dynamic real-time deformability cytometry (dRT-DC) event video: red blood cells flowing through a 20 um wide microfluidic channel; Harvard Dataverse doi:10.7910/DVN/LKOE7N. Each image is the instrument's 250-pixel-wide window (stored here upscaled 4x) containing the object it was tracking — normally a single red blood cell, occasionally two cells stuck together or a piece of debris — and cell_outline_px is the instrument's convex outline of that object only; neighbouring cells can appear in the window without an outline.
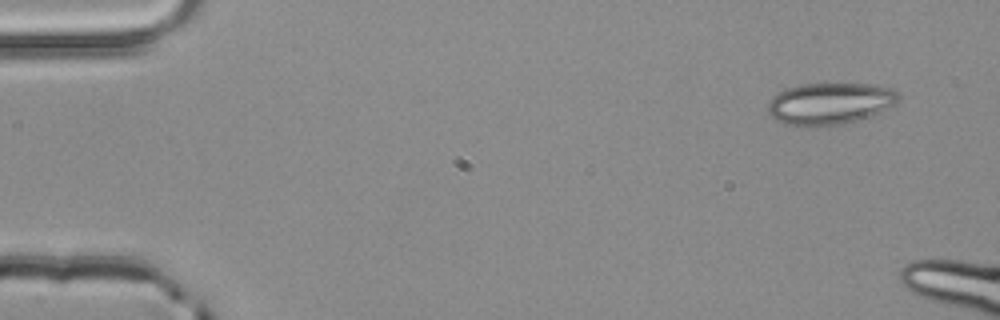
{"species": "common noctule bat (a hibernating species)", "species_latin": "Nyctalus noctula", "temperature_condition": "room temperature", "stored_images_in_passage": 3, "camera_frame_rate_fps": 3000, "um_per_image_px": 0.085, "animal": {"sex": "male", "body_mass_g": 20.4}, "frame": {"image": 1, "passage_image": 1, "time_ms": 0.0, "image_size_px": [1000, 320], "cell_outline_px": [[900, 100], [896, 104], [880, 112], [856, 120], [840, 124], [784, 124], [776, 120], [768, 112], [768, 104], [772, 96], [776, 92], [800, 84], [876, 84], [892, 88], [900, 96]], "centroid_in_image_um": [70.57, 8.76], "position_along_channel_um": 14.4, "area_um2": 31.33}}